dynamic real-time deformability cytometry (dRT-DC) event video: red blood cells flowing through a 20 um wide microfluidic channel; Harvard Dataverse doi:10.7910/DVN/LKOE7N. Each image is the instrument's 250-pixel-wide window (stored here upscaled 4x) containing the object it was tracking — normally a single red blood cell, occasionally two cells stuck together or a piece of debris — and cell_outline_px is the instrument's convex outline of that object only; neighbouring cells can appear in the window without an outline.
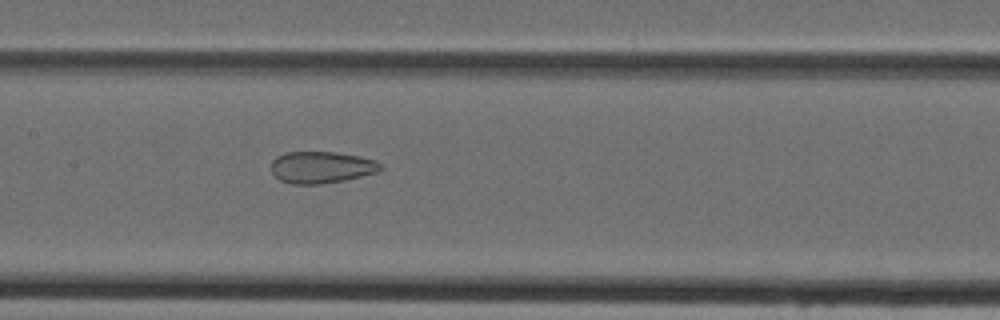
{"species": "Egyptian fruit bat (a non-hibernating species)", "species_latin": "Rousettus aegyptiacus", "temperature_condition": "cold", "stored_images_in_passage": 43, "camera_frame_rate_fps": 3000, "um_per_image_px": 0.085, "animal": {"sex": "female"}, "frame": {"image": 1, "passage_image": 23, "time_ms": 7.333, "image_size_px": [1000, 320], "cell_outline_px": [[384, 168], [376, 172], [344, 180], [320, 184], [292, 184], [280, 180], [272, 172], [272, 160], [276, 156], [284, 152], [336, 152], [360, 156], [376, 160]], "centroid_in_image_um": [27.31, 14.21], "position_along_channel_um": 180.1, "area_um2": 20.23}}
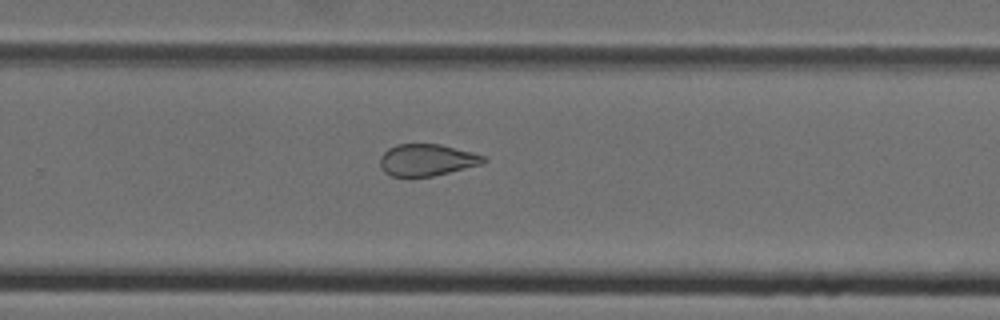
{"frame": {"image": 2, "passage_image": 31, "time_ms": 10.0, "image_size_px": [1000, 320], "cell_outline_px": [[488, 160], [484, 164], [432, 176], [392, 176], [384, 172], [380, 168], [380, 156], [388, 148], [396, 144], [440, 144], [472, 152], [484, 156]], "centroid_in_image_um": [36.29, 13.59], "position_along_channel_um": 293.5, "area_um2": 19.25}}
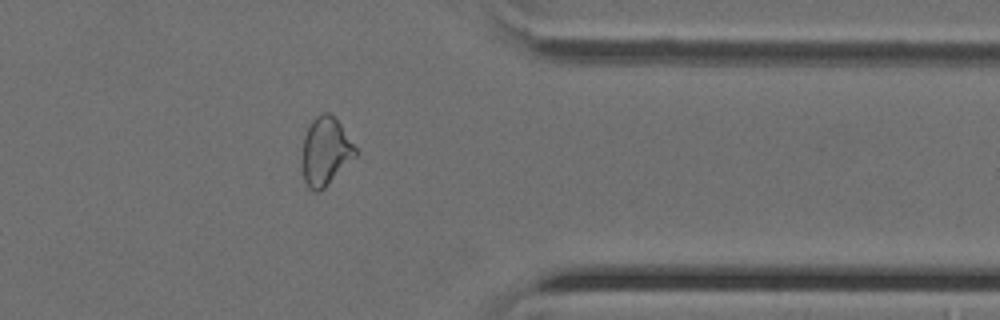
{"frame": {"image": 3, "passage_image": 38, "time_ms": 12.333, "image_size_px": [1000, 320], "cell_outline_px": [[360, 152], [320, 192], [312, 192], [308, 188], [304, 180], [300, 164], [300, 160], [304, 136], [312, 120], [316, 116], [324, 112], [328, 112], [340, 124]], "centroid_in_image_um": [27.64, 12.9], "position_along_channel_um": 383.8, "area_um2": 21.5}}